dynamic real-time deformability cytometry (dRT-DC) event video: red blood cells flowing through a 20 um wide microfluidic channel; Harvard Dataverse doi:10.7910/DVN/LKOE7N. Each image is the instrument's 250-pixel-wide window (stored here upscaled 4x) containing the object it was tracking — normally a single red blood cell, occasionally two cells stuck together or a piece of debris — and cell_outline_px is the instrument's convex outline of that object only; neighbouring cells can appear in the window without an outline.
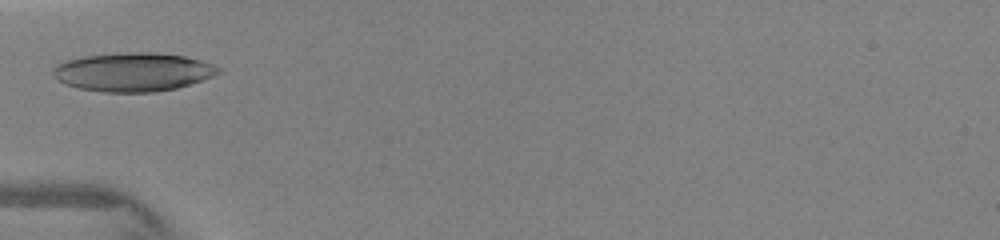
{"species": "human", "species_latin": "Homo sapiens", "temperature_condition": "warm", "stored_images_in_passage": 19, "camera_frame_rate_fps": 3000, "um_per_image_px": 0.085, "donor": {"sex": "female"}, "frame": {"image": 1, "passage_image": 1, "time_ms": 0.0, "image_size_px": [1000, 240], "cell_outline_px": [[220, 72], [212, 76], [176, 88], [156, 92], [104, 92], [80, 88], [64, 84], [56, 80], [52, 76], [52, 68], [56, 64], [68, 60], [84, 56], [124, 52], [156, 52], [184, 56], [200, 60], [212, 64], [220, 68]], "centroid_in_image_um": [11.26, 6.11], "position_along_channel_um": 73.7, "area_um2": 37.28}}